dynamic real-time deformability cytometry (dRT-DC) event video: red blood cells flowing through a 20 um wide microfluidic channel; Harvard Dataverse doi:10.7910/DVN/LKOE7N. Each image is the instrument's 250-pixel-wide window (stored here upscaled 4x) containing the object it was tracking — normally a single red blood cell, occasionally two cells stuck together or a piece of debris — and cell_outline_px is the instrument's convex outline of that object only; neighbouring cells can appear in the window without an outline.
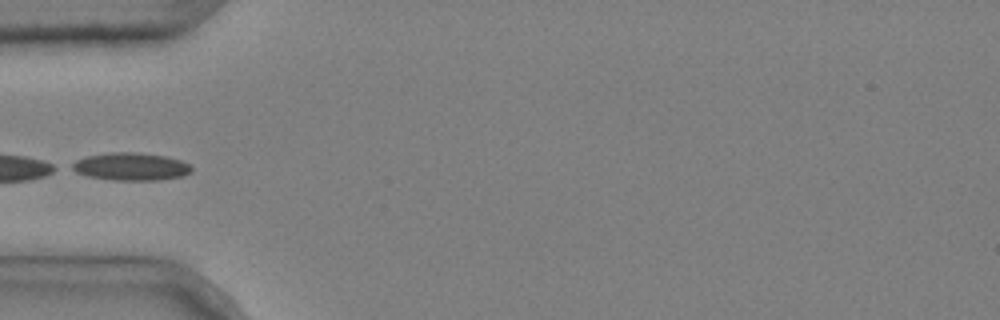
{"species": "common noctule bat (a hibernating species)", "species_latin": "Nyctalus noctula", "temperature_condition": "cold", "stored_images_in_passage": 6, "camera_frame_rate_fps": 3000, "um_per_image_px": 0.085, "animal": {"sex": "male", "body_mass_g": 20.4}, "frame": {"image": 1, "passage_image": 4, "time_ms": 1.0, "image_size_px": [1000, 320], "cell_outline_px": [[192, 172], [184, 176], [160, 180], [112, 180], [88, 176], [76, 172], [68, 168], [68, 164], [76, 160], [88, 156], [108, 152], [140, 152], [164, 156], [180, 160], [188, 164], [192, 168]], "centroid_in_image_um": [11.09, 14.16], "position_along_channel_um": 73.9, "area_um2": 19.54}}